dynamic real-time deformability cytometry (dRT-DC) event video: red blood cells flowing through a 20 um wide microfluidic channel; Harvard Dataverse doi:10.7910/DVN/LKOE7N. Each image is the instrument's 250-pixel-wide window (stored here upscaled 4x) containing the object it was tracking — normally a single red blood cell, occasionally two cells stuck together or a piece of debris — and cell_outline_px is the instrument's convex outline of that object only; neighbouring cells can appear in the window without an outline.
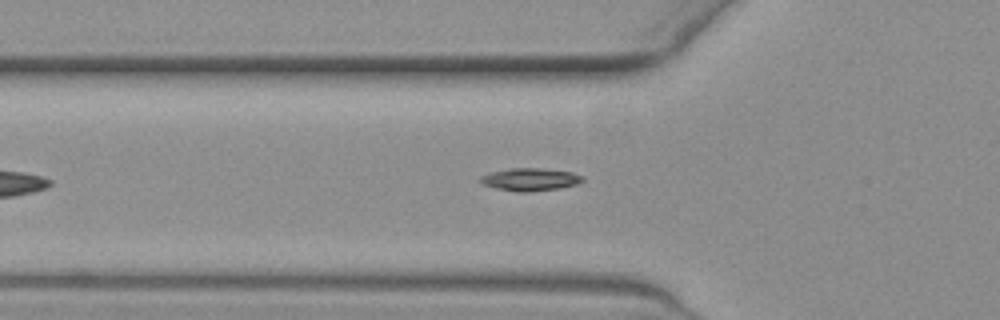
{"species": "common noctule bat (a hibernating species)", "species_latin": "Nyctalus noctula", "temperature_condition": "warm", "stored_images_in_passage": 38, "camera_frame_rate_fps": 3000, "um_per_image_px": 0.085, "animal": {"sex": "female", "body_mass_g": 19.3, "forearm_length_mm": 54.1}, "frame": {"image": 1, "passage_image": 6, "time_ms": 1.667, "image_size_px": [1000, 320], "cell_outline_px": [[580, 180], [572, 184], [556, 188], [500, 188], [484, 184], [480, 180], [484, 176], [496, 172], [512, 168], [532, 168], [568, 172], [580, 176]], "centroid_in_image_um": [45.04, 15.19], "position_along_channel_um": 80.8, "area_um2": 11.39}}
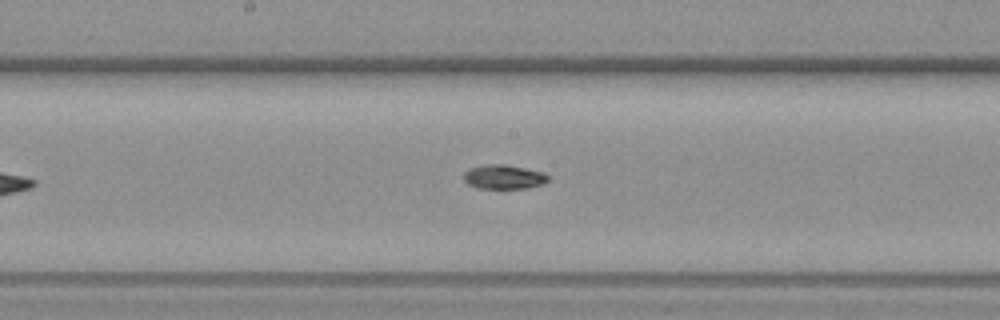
{"frame": {"image": 2, "passage_image": 17, "time_ms": 5.333, "image_size_px": [1000, 320], "cell_outline_px": [[548, 180], [540, 184], [524, 188], [480, 188], [468, 184], [464, 180], [464, 172], [472, 168], [520, 168], [540, 172], [548, 176]], "centroid_in_image_um": [42.82, 15.12], "position_along_channel_um": 205.4, "area_um2": 10.46}}
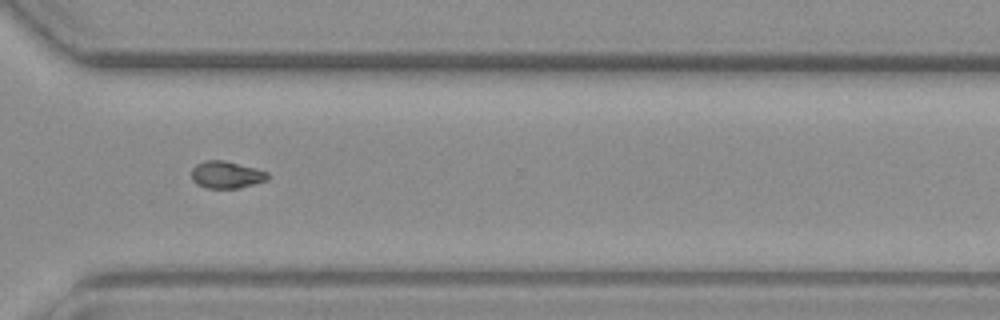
{"frame": {"image": 3, "passage_image": 30, "time_ms": 9.667, "image_size_px": [1000, 320], "cell_outline_px": [[268, 176], [264, 180], [252, 184], [236, 188], [208, 188], [200, 184], [192, 176], [192, 168], [196, 164], [208, 160], [220, 160], [268, 172]], "centroid_in_image_um": [19.22, 14.85], "position_along_channel_um": 351.4, "area_um2": 11.33}}